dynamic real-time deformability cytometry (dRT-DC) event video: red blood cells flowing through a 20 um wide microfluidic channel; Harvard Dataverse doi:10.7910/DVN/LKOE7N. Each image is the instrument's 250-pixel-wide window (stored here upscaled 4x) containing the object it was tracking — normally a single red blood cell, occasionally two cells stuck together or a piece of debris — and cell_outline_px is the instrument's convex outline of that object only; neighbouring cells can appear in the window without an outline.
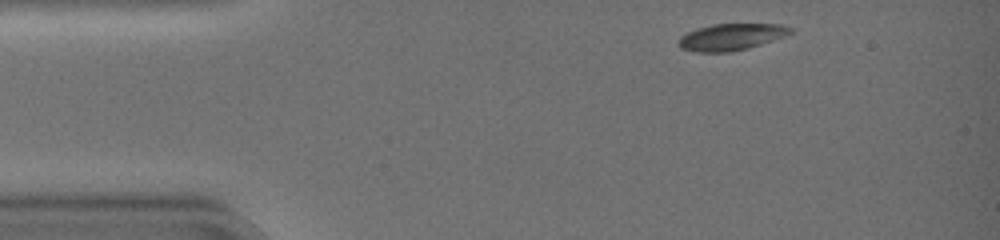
{"species": "common noctule bat (a hibernating species)", "species_latin": "Nyctalus noctula", "temperature_condition": "warm", "stored_images_in_passage": 37, "camera_frame_rate_fps": 3000, "um_per_image_px": 0.085, "animal": {"sex": "female", "body_mass_g": 19.0, "forearm_length_mm": 51.5}, "frame": {"image": 1, "passage_image": 1, "time_ms": 0.0, "image_size_px": [1000, 240], "cell_outline_px": [[792, 32], [784, 36], [748, 48], [728, 52], [692, 52], [680, 48], [676, 44], [676, 40], [680, 36], [696, 28], [712, 24], [784, 24], [792, 28]], "centroid_in_image_um": [62.07, 3.14], "position_along_channel_um": 22.9, "area_um2": 17.51}}
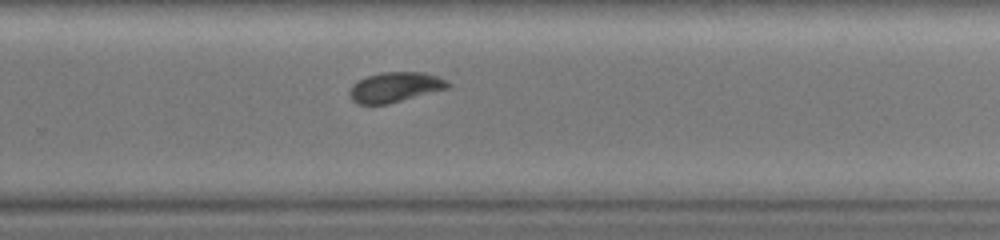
{"frame": {"image": 2, "passage_image": 25, "time_ms": 8.0, "image_size_px": [1000, 240], "cell_outline_px": [[452, 84], [448, 88], [388, 104], [356, 104], [352, 100], [348, 92], [352, 84], [368, 76], [384, 72], [420, 72], [436, 76]], "centroid_in_image_um": [33.55, 7.42], "position_along_channel_um": 296.3, "area_um2": 16.99}}
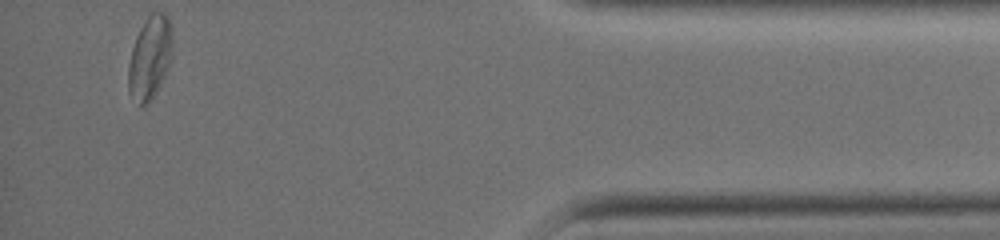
{"frame": {"image": 3, "passage_image": 37, "time_ms": 12.0, "image_size_px": [1000, 240], "cell_outline_px": [[172, 56], [168, 68], [156, 92], [148, 104], [140, 108], [128, 92], [128, 64], [132, 48], [136, 36], [144, 20], [152, 12], [164, 12], [168, 16], [172, 24]], "centroid_in_image_um": [12.74, 4.9], "position_along_channel_um": 422.5, "area_um2": 21.79}, "authors_computed_cell_mechanics": {"area_um2": 17.8024, "velocity_mm_per_s": 4.2913, "shape_relaxation_time_tau1_ms": 5.1018, "shape_relaxation_time_tau2_ms": 3.5297, "deformation_change_tau1": 0.179, "deformation_change_tau2": 0.0448}}